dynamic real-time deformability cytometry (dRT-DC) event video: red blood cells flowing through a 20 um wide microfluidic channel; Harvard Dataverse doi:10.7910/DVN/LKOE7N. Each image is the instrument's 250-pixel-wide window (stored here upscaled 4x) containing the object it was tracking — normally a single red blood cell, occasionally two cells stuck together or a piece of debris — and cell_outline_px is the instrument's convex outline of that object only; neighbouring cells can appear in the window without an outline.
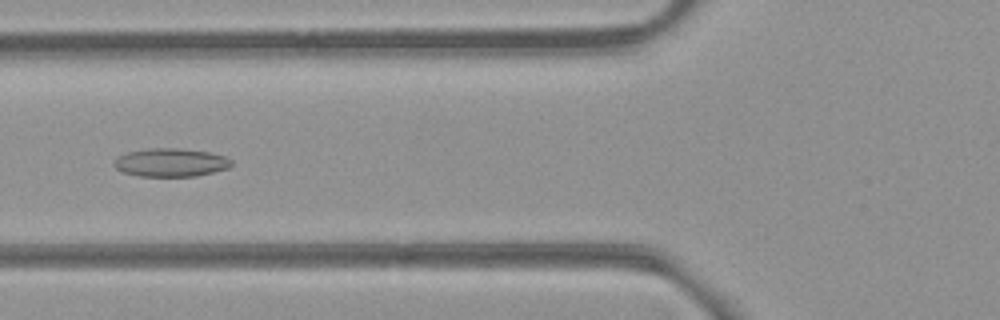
{"species": "common noctule bat (a hibernating species)", "species_latin": "Nyctalus noctula", "temperature_condition": "room temperature", "stored_images_in_passage": 54, "camera_frame_rate_fps": 3000, "um_per_image_px": 0.085, "animal": {"sex": "female", "body_mass_g": 21.9}, "frame": {"image": 1, "passage_image": 21, "time_ms": 6.667, "image_size_px": [1000, 320], "cell_outline_px": [[232, 164], [228, 168], [196, 176], [140, 176], [120, 172], [112, 164], [120, 156], [128, 152], [148, 148], [176, 148], [208, 152], [224, 156], [232, 160]], "centroid_in_image_um": [14.5, 13.82], "position_along_channel_um": 111.3, "area_um2": 19.25}}
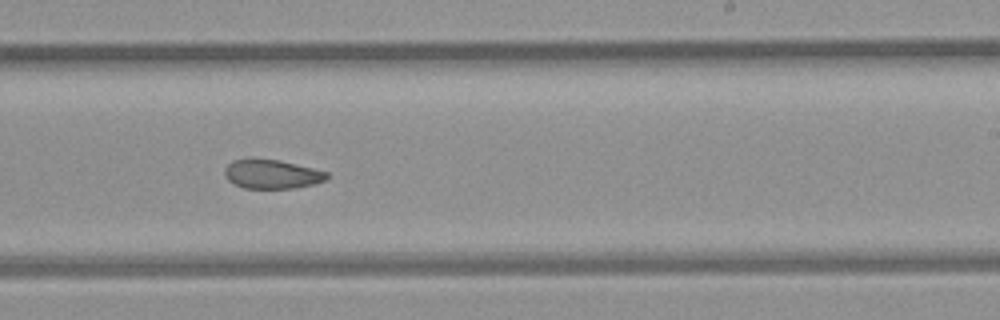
{"frame": {"image": 2, "passage_image": 33, "time_ms": 10.667, "image_size_px": [1000, 320], "cell_outline_px": [[328, 176], [324, 180], [312, 184], [292, 188], [244, 188], [228, 180], [224, 176], [224, 168], [232, 160], [248, 156], [252, 156], [280, 160], [328, 172]], "centroid_in_image_um": [23.02, 14.75], "position_along_channel_um": 266.0, "area_um2": 17.63}}
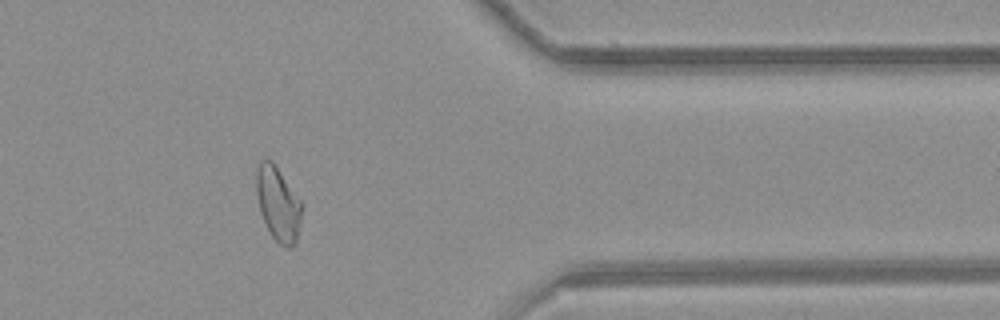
{"frame": {"image": 3, "passage_image": 44, "time_ms": 14.333, "image_size_px": [1000, 320], "cell_outline_px": [[300, 224], [296, 244], [288, 248], [284, 248], [272, 236], [260, 212], [256, 192], [256, 168], [260, 160], [272, 160], [300, 200]], "centroid_in_image_um": [23.61, 17.33], "position_along_channel_um": 387.8, "area_um2": 19.36}, "authors_computed_cell_mechanics": {"area_um2": 20.0277, "velocity_mm_per_s": 3.8619, "shape_relaxation_time_tau1_ms": null, "shape_relaxation_time_tau2_ms": 3.7231, "deformation_change_tau1": null, "deformation_change_tau2": 0.0918}}